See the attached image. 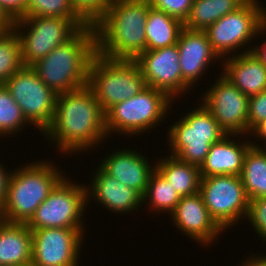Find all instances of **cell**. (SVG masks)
Returning <instances> with one entry per match:
<instances>
[{
    "instance_id": "cell-27",
    "label": "cell",
    "mask_w": 266,
    "mask_h": 266,
    "mask_svg": "<svg viewBox=\"0 0 266 266\" xmlns=\"http://www.w3.org/2000/svg\"><path fill=\"white\" fill-rule=\"evenodd\" d=\"M181 195L170 185L165 177L155 169L149 179L145 193L143 194V203L150 205L152 210L158 212H165L171 214L178 202ZM146 200V201H145Z\"/></svg>"
},
{
    "instance_id": "cell-35",
    "label": "cell",
    "mask_w": 266,
    "mask_h": 266,
    "mask_svg": "<svg viewBox=\"0 0 266 266\" xmlns=\"http://www.w3.org/2000/svg\"><path fill=\"white\" fill-rule=\"evenodd\" d=\"M26 2L27 0H0V6L15 21L24 14Z\"/></svg>"
},
{
    "instance_id": "cell-29",
    "label": "cell",
    "mask_w": 266,
    "mask_h": 266,
    "mask_svg": "<svg viewBox=\"0 0 266 266\" xmlns=\"http://www.w3.org/2000/svg\"><path fill=\"white\" fill-rule=\"evenodd\" d=\"M30 124L5 84H0V136L13 135ZM12 133V134H11ZM8 134V135H7Z\"/></svg>"
},
{
    "instance_id": "cell-21",
    "label": "cell",
    "mask_w": 266,
    "mask_h": 266,
    "mask_svg": "<svg viewBox=\"0 0 266 266\" xmlns=\"http://www.w3.org/2000/svg\"><path fill=\"white\" fill-rule=\"evenodd\" d=\"M239 53L223 59L222 74L249 97L266 90V67L250 49Z\"/></svg>"
},
{
    "instance_id": "cell-10",
    "label": "cell",
    "mask_w": 266,
    "mask_h": 266,
    "mask_svg": "<svg viewBox=\"0 0 266 266\" xmlns=\"http://www.w3.org/2000/svg\"><path fill=\"white\" fill-rule=\"evenodd\" d=\"M85 187L64 177L38 206L26 226L31 231L52 227L85 228L84 219H81L89 206Z\"/></svg>"
},
{
    "instance_id": "cell-13",
    "label": "cell",
    "mask_w": 266,
    "mask_h": 266,
    "mask_svg": "<svg viewBox=\"0 0 266 266\" xmlns=\"http://www.w3.org/2000/svg\"><path fill=\"white\" fill-rule=\"evenodd\" d=\"M213 86V87H212ZM202 96L203 105L227 134L248 135L249 96L242 93L226 76L219 75Z\"/></svg>"
},
{
    "instance_id": "cell-36",
    "label": "cell",
    "mask_w": 266,
    "mask_h": 266,
    "mask_svg": "<svg viewBox=\"0 0 266 266\" xmlns=\"http://www.w3.org/2000/svg\"><path fill=\"white\" fill-rule=\"evenodd\" d=\"M2 164L0 163V213L6 199L7 183L10 175V172Z\"/></svg>"
},
{
    "instance_id": "cell-1",
    "label": "cell",
    "mask_w": 266,
    "mask_h": 266,
    "mask_svg": "<svg viewBox=\"0 0 266 266\" xmlns=\"http://www.w3.org/2000/svg\"><path fill=\"white\" fill-rule=\"evenodd\" d=\"M43 134L57 143L59 152L70 155L107 139L105 112L88 85L57 94L53 122Z\"/></svg>"
},
{
    "instance_id": "cell-3",
    "label": "cell",
    "mask_w": 266,
    "mask_h": 266,
    "mask_svg": "<svg viewBox=\"0 0 266 266\" xmlns=\"http://www.w3.org/2000/svg\"><path fill=\"white\" fill-rule=\"evenodd\" d=\"M95 54V29L88 25L31 67L56 94L66 93L88 85L89 67Z\"/></svg>"
},
{
    "instance_id": "cell-33",
    "label": "cell",
    "mask_w": 266,
    "mask_h": 266,
    "mask_svg": "<svg viewBox=\"0 0 266 266\" xmlns=\"http://www.w3.org/2000/svg\"><path fill=\"white\" fill-rule=\"evenodd\" d=\"M150 5L173 16L183 23L189 17L193 0H149Z\"/></svg>"
},
{
    "instance_id": "cell-32",
    "label": "cell",
    "mask_w": 266,
    "mask_h": 266,
    "mask_svg": "<svg viewBox=\"0 0 266 266\" xmlns=\"http://www.w3.org/2000/svg\"><path fill=\"white\" fill-rule=\"evenodd\" d=\"M245 218L251 222L259 238L266 241V197L250 199Z\"/></svg>"
},
{
    "instance_id": "cell-19",
    "label": "cell",
    "mask_w": 266,
    "mask_h": 266,
    "mask_svg": "<svg viewBox=\"0 0 266 266\" xmlns=\"http://www.w3.org/2000/svg\"><path fill=\"white\" fill-rule=\"evenodd\" d=\"M141 154V151L138 153L136 149H118L102 159L100 167L120 183L137 190L143 196L156 166H151L147 157Z\"/></svg>"
},
{
    "instance_id": "cell-30",
    "label": "cell",
    "mask_w": 266,
    "mask_h": 266,
    "mask_svg": "<svg viewBox=\"0 0 266 266\" xmlns=\"http://www.w3.org/2000/svg\"><path fill=\"white\" fill-rule=\"evenodd\" d=\"M40 16L83 19L70 0H27L24 14L20 18Z\"/></svg>"
},
{
    "instance_id": "cell-38",
    "label": "cell",
    "mask_w": 266,
    "mask_h": 266,
    "mask_svg": "<svg viewBox=\"0 0 266 266\" xmlns=\"http://www.w3.org/2000/svg\"><path fill=\"white\" fill-rule=\"evenodd\" d=\"M251 136H256L257 140L260 138L262 142L266 141V119L259 122L250 132Z\"/></svg>"
},
{
    "instance_id": "cell-15",
    "label": "cell",
    "mask_w": 266,
    "mask_h": 266,
    "mask_svg": "<svg viewBox=\"0 0 266 266\" xmlns=\"http://www.w3.org/2000/svg\"><path fill=\"white\" fill-rule=\"evenodd\" d=\"M135 61L141 69L146 86L164 91L172 100L192 89L183 79L177 44L146 50Z\"/></svg>"
},
{
    "instance_id": "cell-22",
    "label": "cell",
    "mask_w": 266,
    "mask_h": 266,
    "mask_svg": "<svg viewBox=\"0 0 266 266\" xmlns=\"http://www.w3.org/2000/svg\"><path fill=\"white\" fill-rule=\"evenodd\" d=\"M32 263V231L26 224L0 220V266Z\"/></svg>"
},
{
    "instance_id": "cell-17",
    "label": "cell",
    "mask_w": 266,
    "mask_h": 266,
    "mask_svg": "<svg viewBox=\"0 0 266 266\" xmlns=\"http://www.w3.org/2000/svg\"><path fill=\"white\" fill-rule=\"evenodd\" d=\"M177 45L183 79L193 88L207 71L208 65L220 57L213 50L205 31L183 28Z\"/></svg>"
},
{
    "instance_id": "cell-12",
    "label": "cell",
    "mask_w": 266,
    "mask_h": 266,
    "mask_svg": "<svg viewBox=\"0 0 266 266\" xmlns=\"http://www.w3.org/2000/svg\"><path fill=\"white\" fill-rule=\"evenodd\" d=\"M199 193L209 214L223 231L246 217L249 198L240 176L201 177Z\"/></svg>"
},
{
    "instance_id": "cell-2",
    "label": "cell",
    "mask_w": 266,
    "mask_h": 266,
    "mask_svg": "<svg viewBox=\"0 0 266 266\" xmlns=\"http://www.w3.org/2000/svg\"><path fill=\"white\" fill-rule=\"evenodd\" d=\"M149 0H112L93 24L96 53L110 59L135 60L146 51Z\"/></svg>"
},
{
    "instance_id": "cell-11",
    "label": "cell",
    "mask_w": 266,
    "mask_h": 266,
    "mask_svg": "<svg viewBox=\"0 0 266 266\" xmlns=\"http://www.w3.org/2000/svg\"><path fill=\"white\" fill-rule=\"evenodd\" d=\"M4 84L30 125L44 133L53 122L57 94L40 80L31 66H23Z\"/></svg>"
},
{
    "instance_id": "cell-40",
    "label": "cell",
    "mask_w": 266,
    "mask_h": 266,
    "mask_svg": "<svg viewBox=\"0 0 266 266\" xmlns=\"http://www.w3.org/2000/svg\"><path fill=\"white\" fill-rule=\"evenodd\" d=\"M254 45H252V48H249L250 51H252L257 58L262 62V64L266 67V41H264L263 44H261V46L259 47H253Z\"/></svg>"
},
{
    "instance_id": "cell-5",
    "label": "cell",
    "mask_w": 266,
    "mask_h": 266,
    "mask_svg": "<svg viewBox=\"0 0 266 266\" xmlns=\"http://www.w3.org/2000/svg\"><path fill=\"white\" fill-rule=\"evenodd\" d=\"M183 116L170 126L166 134L170 153L183 162L200 167L211 145L227 133L203 103Z\"/></svg>"
},
{
    "instance_id": "cell-31",
    "label": "cell",
    "mask_w": 266,
    "mask_h": 266,
    "mask_svg": "<svg viewBox=\"0 0 266 266\" xmlns=\"http://www.w3.org/2000/svg\"><path fill=\"white\" fill-rule=\"evenodd\" d=\"M75 11L93 25L108 9L112 0H70Z\"/></svg>"
},
{
    "instance_id": "cell-9",
    "label": "cell",
    "mask_w": 266,
    "mask_h": 266,
    "mask_svg": "<svg viewBox=\"0 0 266 266\" xmlns=\"http://www.w3.org/2000/svg\"><path fill=\"white\" fill-rule=\"evenodd\" d=\"M265 9L259 0H247L236 11L226 14L205 30L221 61L265 32Z\"/></svg>"
},
{
    "instance_id": "cell-4",
    "label": "cell",
    "mask_w": 266,
    "mask_h": 266,
    "mask_svg": "<svg viewBox=\"0 0 266 266\" xmlns=\"http://www.w3.org/2000/svg\"><path fill=\"white\" fill-rule=\"evenodd\" d=\"M53 162L37 161L10 171L0 220L26 224L65 177Z\"/></svg>"
},
{
    "instance_id": "cell-14",
    "label": "cell",
    "mask_w": 266,
    "mask_h": 266,
    "mask_svg": "<svg viewBox=\"0 0 266 266\" xmlns=\"http://www.w3.org/2000/svg\"><path fill=\"white\" fill-rule=\"evenodd\" d=\"M84 228H41L32 231V265L78 266Z\"/></svg>"
},
{
    "instance_id": "cell-37",
    "label": "cell",
    "mask_w": 266,
    "mask_h": 266,
    "mask_svg": "<svg viewBox=\"0 0 266 266\" xmlns=\"http://www.w3.org/2000/svg\"><path fill=\"white\" fill-rule=\"evenodd\" d=\"M14 27V20L0 6V32L9 31Z\"/></svg>"
},
{
    "instance_id": "cell-24",
    "label": "cell",
    "mask_w": 266,
    "mask_h": 266,
    "mask_svg": "<svg viewBox=\"0 0 266 266\" xmlns=\"http://www.w3.org/2000/svg\"><path fill=\"white\" fill-rule=\"evenodd\" d=\"M184 23L153 7L146 21V50H156L177 44Z\"/></svg>"
},
{
    "instance_id": "cell-7",
    "label": "cell",
    "mask_w": 266,
    "mask_h": 266,
    "mask_svg": "<svg viewBox=\"0 0 266 266\" xmlns=\"http://www.w3.org/2000/svg\"><path fill=\"white\" fill-rule=\"evenodd\" d=\"M172 101L164 91L146 86L133 97L116 103L105 112L108 137L113 132L138 136L152 130L167 117Z\"/></svg>"
},
{
    "instance_id": "cell-18",
    "label": "cell",
    "mask_w": 266,
    "mask_h": 266,
    "mask_svg": "<svg viewBox=\"0 0 266 266\" xmlns=\"http://www.w3.org/2000/svg\"><path fill=\"white\" fill-rule=\"evenodd\" d=\"M93 175L91 185L85 187L88 204L89 198H94L102 207L121 214L137 211L143 205V196L137 190L120 183L100 166Z\"/></svg>"
},
{
    "instance_id": "cell-20",
    "label": "cell",
    "mask_w": 266,
    "mask_h": 266,
    "mask_svg": "<svg viewBox=\"0 0 266 266\" xmlns=\"http://www.w3.org/2000/svg\"><path fill=\"white\" fill-rule=\"evenodd\" d=\"M239 138L238 134H226L219 142L211 145L205 161L200 166L201 177L216 175L240 176L247 150L251 141L236 142L231 137ZM231 138V139H230Z\"/></svg>"
},
{
    "instance_id": "cell-6",
    "label": "cell",
    "mask_w": 266,
    "mask_h": 266,
    "mask_svg": "<svg viewBox=\"0 0 266 266\" xmlns=\"http://www.w3.org/2000/svg\"><path fill=\"white\" fill-rule=\"evenodd\" d=\"M88 86L106 112L139 93L146 83L135 60L110 59L96 53L89 67Z\"/></svg>"
},
{
    "instance_id": "cell-41",
    "label": "cell",
    "mask_w": 266,
    "mask_h": 266,
    "mask_svg": "<svg viewBox=\"0 0 266 266\" xmlns=\"http://www.w3.org/2000/svg\"><path fill=\"white\" fill-rule=\"evenodd\" d=\"M263 145H265L264 147L263 146H261L260 148L264 151V152H266V141L264 142V144Z\"/></svg>"
},
{
    "instance_id": "cell-25",
    "label": "cell",
    "mask_w": 266,
    "mask_h": 266,
    "mask_svg": "<svg viewBox=\"0 0 266 266\" xmlns=\"http://www.w3.org/2000/svg\"><path fill=\"white\" fill-rule=\"evenodd\" d=\"M247 0H193L184 28L205 31L220 18L236 11Z\"/></svg>"
},
{
    "instance_id": "cell-34",
    "label": "cell",
    "mask_w": 266,
    "mask_h": 266,
    "mask_svg": "<svg viewBox=\"0 0 266 266\" xmlns=\"http://www.w3.org/2000/svg\"><path fill=\"white\" fill-rule=\"evenodd\" d=\"M266 119V90L249 97L248 124L251 130L262 120Z\"/></svg>"
},
{
    "instance_id": "cell-23",
    "label": "cell",
    "mask_w": 266,
    "mask_h": 266,
    "mask_svg": "<svg viewBox=\"0 0 266 266\" xmlns=\"http://www.w3.org/2000/svg\"><path fill=\"white\" fill-rule=\"evenodd\" d=\"M165 156L156 163V169L170 182V185L182 196L199 192L200 167L183 162L175 156Z\"/></svg>"
},
{
    "instance_id": "cell-16",
    "label": "cell",
    "mask_w": 266,
    "mask_h": 266,
    "mask_svg": "<svg viewBox=\"0 0 266 266\" xmlns=\"http://www.w3.org/2000/svg\"><path fill=\"white\" fill-rule=\"evenodd\" d=\"M172 223L180 232L189 236L193 241L206 247L212 245L224 232L213 220L201 194L198 192L190 196H182L175 210L170 214Z\"/></svg>"
},
{
    "instance_id": "cell-26",
    "label": "cell",
    "mask_w": 266,
    "mask_h": 266,
    "mask_svg": "<svg viewBox=\"0 0 266 266\" xmlns=\"http://www.w3.org/2000/svg\"><path fill=\"white\" fill-rule=\"evenodd\" d=\"M255 143L251 142L245 154L240 174L249 200L266 197V152Z\"/></svg>"
},
{
    "instance_id": "cell-8",
    "label": "cell",
    "mask_w": 266,
    "mask_h": 266,
    "mask_svg": "<svg viewBox=\"0 0 266 266\" xmlns=\"http://www.w3.org/2000/svg\"><path fill=\"white\" fill-rule=\"evenodd\" d=\"M88 25L84 19L51 16L16 19L13 28L20 38L23 66H31Z\"/></svg>"
},
{
    "instance_id": "cell-28",
    "label": "cell",
    "mask_w": 266,
    "mask_h": 266,
    "mask_svg": "<svg viewBox=\"0 0 266 266\" xmlns=\"http://www.w3.org/2000/svg\"><path fill=\"white\" fill-rule=\"evenodd\" d=\"M23 67L20 38L15 31L0 32V84Z\"/></svg>"
},
{
    "instance_id": "cell-39",
    "label": "cell",
    "mask_w": 266,
    "mask_h": 266,
    "mask_svg": "<svg viewBox=\"0 0 266 266\" xmlns=\"http://www.w3.org/2000/svg\"><path fill=\"white\" fill-rule=\"evenodd\" d=\"M240 266H266V256L265 255L264 256L252 255V257L248 256L246 261L242 262Z\"/></svg>"
}]
</instances>
